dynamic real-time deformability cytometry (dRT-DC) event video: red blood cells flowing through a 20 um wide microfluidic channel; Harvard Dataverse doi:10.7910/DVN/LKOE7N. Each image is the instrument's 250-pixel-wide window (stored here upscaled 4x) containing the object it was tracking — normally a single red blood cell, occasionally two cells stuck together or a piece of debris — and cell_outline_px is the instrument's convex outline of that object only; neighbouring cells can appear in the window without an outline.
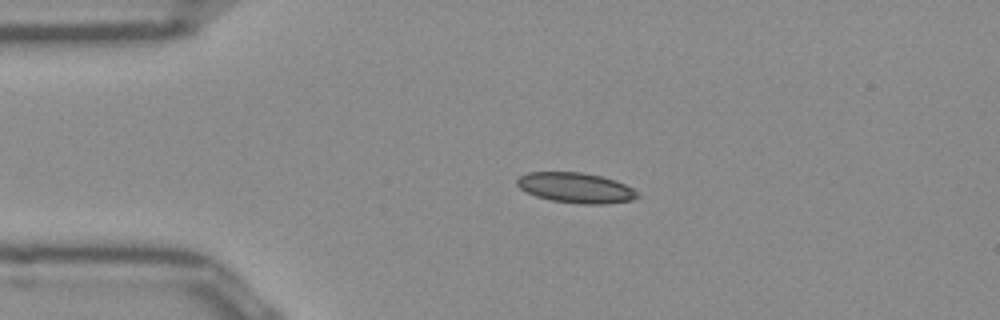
{"species": "Egyptian fruit bat (a non-hibernating species)", "species_latin": "Rousettus aegyptiacus", "temperature_condition": "room temperature", "stored_images_in_passage": 41, "camera_frame_rate_fps": 3000, "um_per_image_px": 0.085, "frame": {"image": 1, "passage_image": 1, "time_ms": 0.0, "image_size_px": [1000, 320], "cell_outline_px": [[640, 196], [632, 200], [604, 204], [584, 204], [552, 200], [536, 196], [520, 188], [516, 184], [516, 180], [520, 176], [528, 172], [580, 172], [600, 176], [616, 180], [632, 188]], "centroid_in_image_um": [48.94, 15.96], "position_along_channel_um": 36.1, "area_um2": 21.04}}
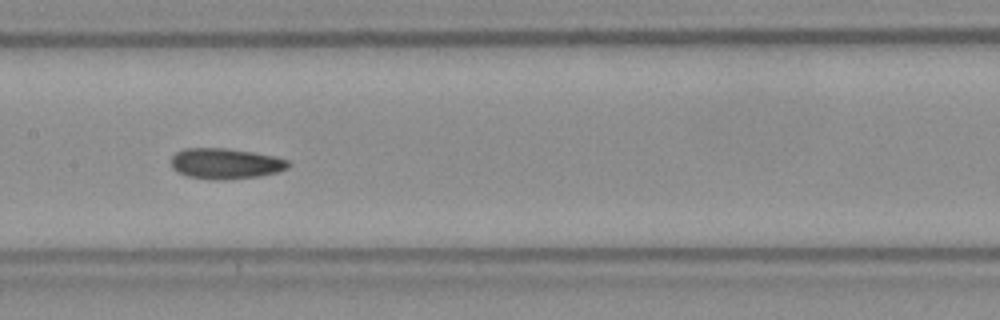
{"frame": {"image": 2, "passage_image": 15, "time_ms": 4.667, "image_size_px": [1000, 320], "cell_outline_px": [[292, 164], [288, 168], [276, 172], [260, 176], [220, 180], [216, 180], [188, 176], [172, 168], [172, 156], [176, 152], [184, 148], [224, 148], [252, 152], [272, 156], [288, 160]], "centroid_in_image_um": [19.18, 13.9], "position_along_channel_um": 188.2, "area_um2": 20.75}}
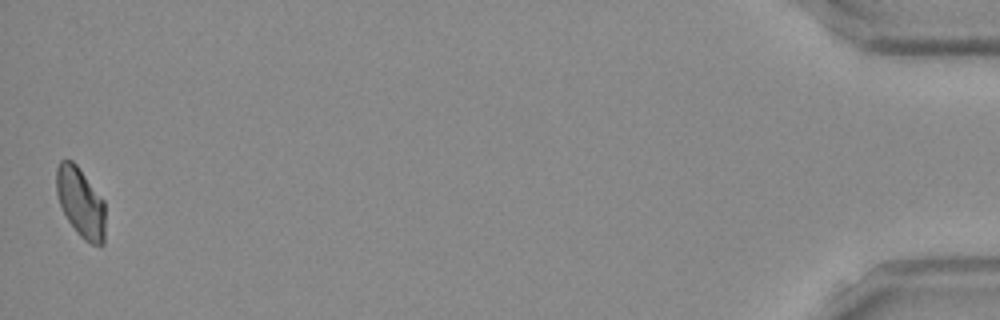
{"frame": {"image": 3, "passage_image": 41, "time_ms": 13.333, "image_size_px": [1000, 320], "cell_outline_px": [[104, 244], [100, 248], [84, 240], [76, 232], [68, 220], [60, 204], [56, 192], [56, 168], [60, 160], [72, 160], [76, 164], [104, 200]], "centroid_in_image_um": [6.85, 17.22], "position_along_channel_um": 428.3, "area_um2": 19.88}, "authors_computed_cell_mechanics": {"area_um2": 20.2878, "velocity_mm_per_s": 3.912, "shape_relaxation_time_tau1_ms": 9.074, "shape_relaxation_time_tau2_ms": 4.1655, "deformation_change_tau1": 0.1271, "deformation_change_tau2": 0.0762}}